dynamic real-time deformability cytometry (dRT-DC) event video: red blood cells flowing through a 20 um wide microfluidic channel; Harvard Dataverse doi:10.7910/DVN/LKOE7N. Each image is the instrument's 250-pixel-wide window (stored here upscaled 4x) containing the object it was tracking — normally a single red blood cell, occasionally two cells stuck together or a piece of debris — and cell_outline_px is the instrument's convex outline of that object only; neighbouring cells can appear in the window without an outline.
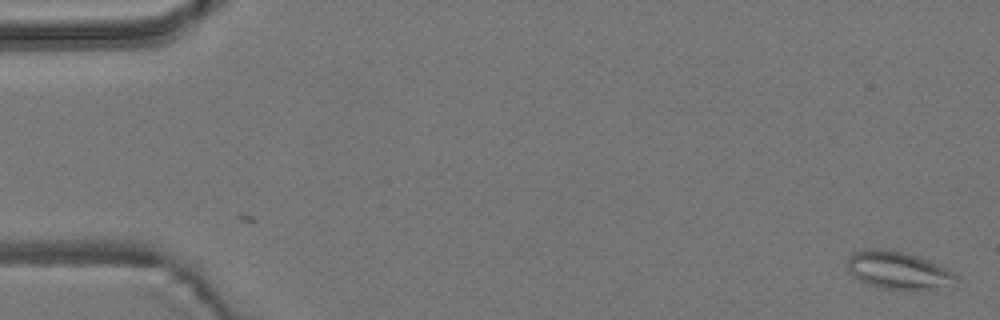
{"species": "common noctule bat (a hibernating species)", "species_latin": "Nyctalus noctula", "temperature_condition": "room temperature", "stored_images_in_passage": 57, "camera_frame_rate_fps": 3000, "um_per_image_px": 0.085, "animal": {"sex": "male", "body_mass_g": 19.2, "forearm_length_mm": 51.8}, "frame": {"image": 1, "passage_image": 1, "time_ms": 0.0, "image_size_px": [1000, 320], "cell_outline_px": [[956, 280], [928, 292], [908, 292], [880, 288], [868, 284], [852, 276], [848, 268], [848, 256], [852, 252], [872, 248], [880, 248], [904, 252], [928, 260], [948, 268], [956, 276]], "centroid_in_image_um": [76.33, 23.01], "position_along_channel_um": 8.7, "area_um2": 24.33}}
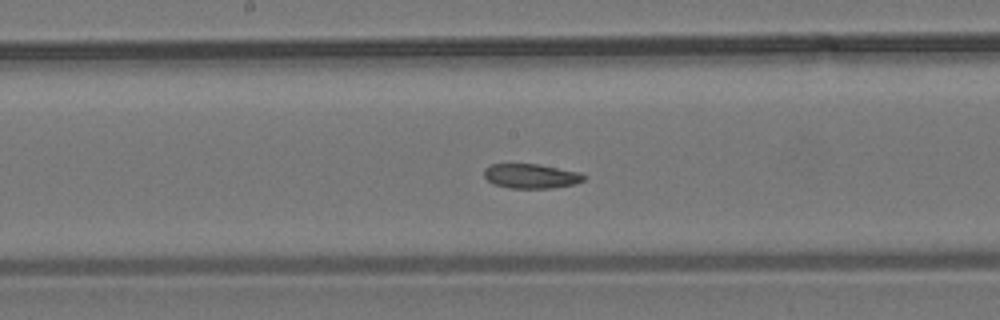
{"frame": {"image": 2, "passage_image": 29, "time_ms": 9.333, "image_size_px": [1000, 320], "cell_outline_px": [[588, 176], [584, 180], [576, 184], [552, 188], [508, 188], [492, 184], [484, 176], [484, 168], [488, 164], [540, 164], [580, 172]], "centroid_in_image_um": [45.15, 14.96], "position_along_channel_um": 203.0, "area_um2": 14.57}}
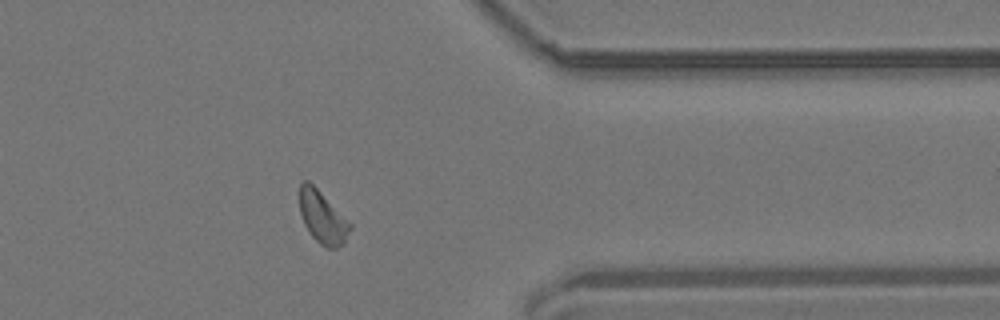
{"frame": {"image": 3, "passage_image": 45, "time_ms": 14.667, "image_size_px": [1000, 320], "cell_outline_px": [[352, 228], [344, 244], [336, 248], [328, 248], [320, 244], [312, 236], [304, 224], [300, 212], [300, 184], [304, 180], [308, 180], [352, 224]], "centroid_in_image_um": [27.43, 18.5], "position_along_channel_um": 384.0, "area_um2": 15.2}, "authors_computed_cell_mechanics": {"area_um2": 15.3748, "velocity_mm_per_s": 3.6523, "shape_relaxation_time_tau1_ms": null, "shape_relaxation_time_tau2_ms": 3.6076, "deformation_change_tau1": null, "deformation_change_tau2": 0.102}}